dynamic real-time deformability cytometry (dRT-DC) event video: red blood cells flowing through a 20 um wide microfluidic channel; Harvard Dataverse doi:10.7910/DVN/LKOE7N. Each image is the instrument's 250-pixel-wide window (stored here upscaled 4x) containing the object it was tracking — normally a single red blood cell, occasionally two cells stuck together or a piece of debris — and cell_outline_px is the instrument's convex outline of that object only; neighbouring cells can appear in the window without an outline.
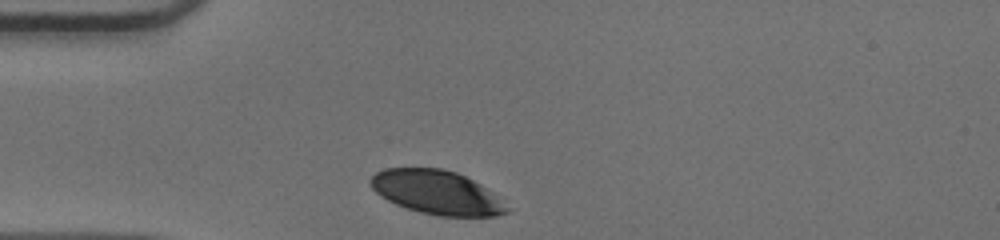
{"species": "human", "species_latin": "Homo sapiens", "temperature_condition": "warm", "stored_images_in_passage": 29, "camera_frame_rate_fps": 3000, "um_per_image_px": 0.085, "donor": {"sex": "male"}, "frame": {"image": 1, "passage_image": 1, "time_ms": 0.0, "image_size_px": [1000, 240], "cell_outline_px": [[508, 212], [496, 216], [440, 216], [420, 212], [396, 204], [380, 196], [368, 184], [368, 180], [376, 172], [384, 168], [440, 168], [456, 172], [488, 188], [508, 208]], "centroid_in_image_um": [37.09, 16.34], "position_along_channel_um": 47.9, "area_um2": 34.68}}
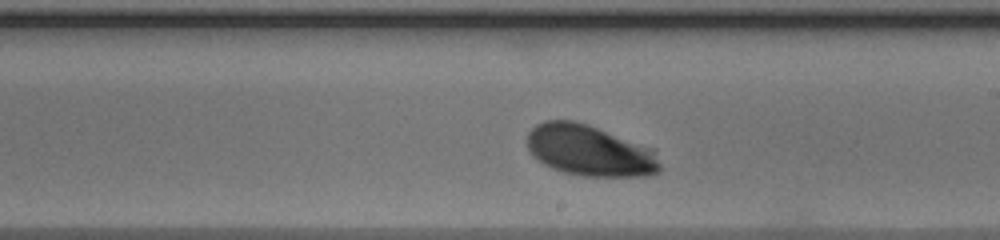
{"frame": {"image": 2, "passage_image": 17, "time_ms": 5.333, "image_size_px": [1000, 240], "cell_outline_px": [[660, 168], [656, 172], [644, 176], [584, 176], [564, 172], [552, 168], [544, 164], [532, 156], [528, 148], [528, 132], [536, 124], [544, 120], [572, 120], [588, 124], [656, 148], [660, 164]], "centroid_in_image_um": [50.15, 12.78], "position_along_channel_um": 238.9, "area_um2": 39.88}}
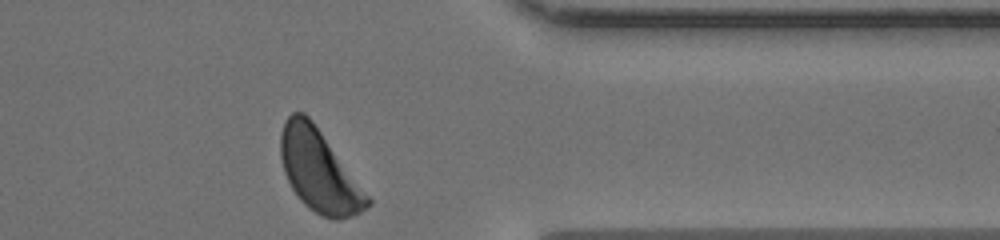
{"frame": {"image": 3, "passage_image": 29, "time_ms": 9.333, "image_size_px": [1000, 240], "cell_outline_px": [[372, 204], [360, 212], [340, 220], [336, 220], [324, 216], [308, 208], [300, 200], [292, 188], [284, 172], [280, 156], [280, 132], [284, 120], [292, 112], [304, 112], [312, 120], [372, 200]], "centroid_in_image_um": [27.09, 14.51], "position_along_channel_um": 384.3, "area_um2": 41.04}, "authors_computed_cell_mechanics": {"area_um2": 39.015, "velocity_mm_per_s": 3.9168, "shape_relaxation_time_tau1_ms": 1.9312, "shape_relaxation_time_tau2_ms": null, "deformation_change_tau1": 0.0982, "deformation_change_tau2": null}}